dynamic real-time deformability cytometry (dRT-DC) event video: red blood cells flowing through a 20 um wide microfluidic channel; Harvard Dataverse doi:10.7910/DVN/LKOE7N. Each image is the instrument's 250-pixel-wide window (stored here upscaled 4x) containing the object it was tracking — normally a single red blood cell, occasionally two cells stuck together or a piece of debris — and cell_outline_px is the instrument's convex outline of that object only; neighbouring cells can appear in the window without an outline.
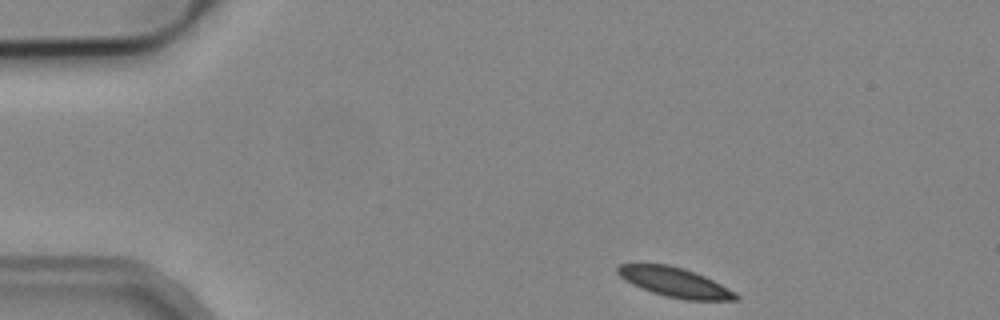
{"species": "common noctule bat (a hibernating species)", "species_latin": "Nyctalus noctula", "temperature_condition": "cold", "stored_images_in_passage": 3, "camera_frame_rate_fps": 3000, "um_per_image_px": 0.085, "animal": {"sex": "male", "body_mass_g": 19.2, "forearm_length_mm": 51.8}, "frame": {"image": 1, "passage_image": 1, "time_ms": 0.0, "image_size_px": [1000, 320], "cell_outline_px": [[740, 300], [684, 300], [664, 296], [640, 288], [632, 284], [620, 276], [616, 272], [616, 268], [620, 264], [668, 264], [684, 268], [704, 276], [736, 292], [740, 296]], "centroid_in_image_um": [57.37, 24.0], "position_along_channel_um": 27.6, "area_um2": 20.35}}